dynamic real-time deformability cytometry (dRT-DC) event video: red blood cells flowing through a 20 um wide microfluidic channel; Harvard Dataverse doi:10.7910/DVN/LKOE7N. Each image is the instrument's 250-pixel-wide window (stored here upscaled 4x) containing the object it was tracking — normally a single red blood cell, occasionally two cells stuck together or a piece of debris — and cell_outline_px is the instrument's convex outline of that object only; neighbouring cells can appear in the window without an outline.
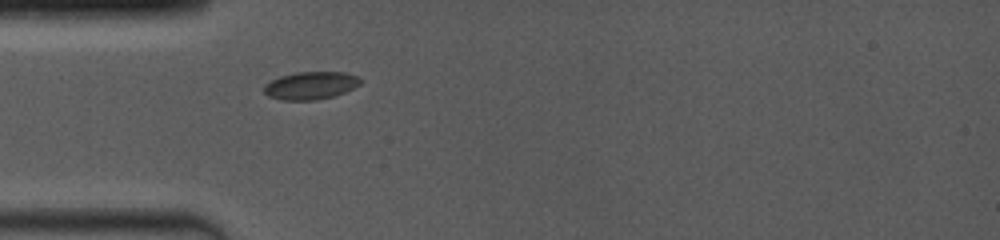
{"species": "common noctule bat (a hibernating species)", "species_latin": "Nyctalus noctula", "temperature_condition": "room temperature", "stored_images_in_passage": 45, "camera_frame_rate_fps": 4000, "um_per_image_px": 0.085, "animal": {"sex": "female", "body_mass_g": 19.0, "forearm_length_mm": 53.3}, "frame": {"image": 1, "passage_image": 1, "time_ms": 0.0, "image_size_px": [1000, 240], "cell_outline_px": [[360, 84], [344, 92], [332, 96], [316, 100], [280, 100], [268, 96], [264, 92], [264, 84], [280, 76], [296, 72], [344, 72], [360, 76]], "centroid_in_image_um": [26.39, 7.26], "position_along_channel_um": 58.6, "area_um2": 15.55}}
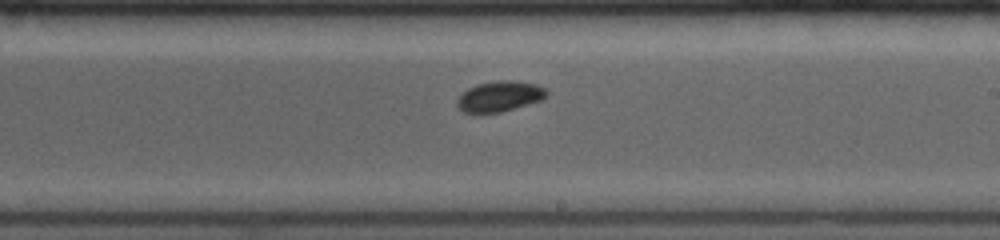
{"frame": {"image": 2, "passage_image": 19, "time_ms": 4.75, "image_size_px": [1000, 240], "cell_outline_px": [[548, 96], [540, 100], [500, 112], [464, 112], [456, 104], [456, 100], [468, 88], [476, 84], [496, 80], [512, 80], [536, 84], [544, 88], [548, 92]], "centroid_in_image_um": [42.47, 8.16], "position_along_channel_um": 246.5, "area_um2": 15.66}}
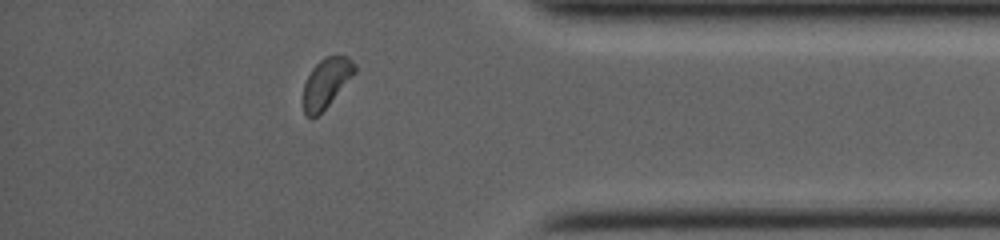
{"frame": {"image": 3, "passage_image": 35, "time_ms": 9.0, "image_size_px": [1000, 240], "cell_outline_px": [[356, 72], [328, 104], [312, 120], [304, 112], [304, 84], [312, 68], [324, 56], [348, 56], [356, 64]], "centroid_in_image_um": [27.74, 7.01], "position_along_channel_um": 407.5, "area_um2": 14.51}, "authors_computed_cell_mechanics": {"area_um2": 15.5482, "velocity_mm_per_s": 4.0342, "shape_relaxation_time_tau1_ms": 1.9901, "shape_relaxation_time_tau2_ms": null, "deformation_change_tau1": 0.0536, "deformation_change_tau2": null}}